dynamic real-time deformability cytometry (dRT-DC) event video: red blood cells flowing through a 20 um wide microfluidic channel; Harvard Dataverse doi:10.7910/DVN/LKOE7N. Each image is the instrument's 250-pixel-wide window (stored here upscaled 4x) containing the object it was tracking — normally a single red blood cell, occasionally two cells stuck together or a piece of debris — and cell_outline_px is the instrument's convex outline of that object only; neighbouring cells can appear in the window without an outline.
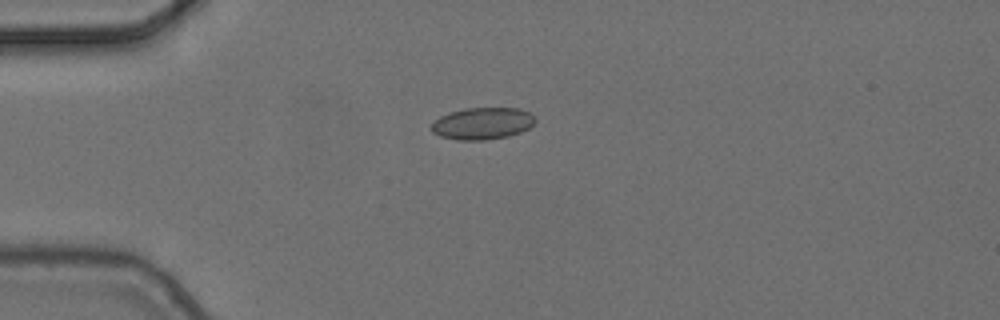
{"species": "common noctule bat (a hibernating species)", "species_latin": "Nyctalus noctula", "temperature_condition": "cold", "stored_images_in_passage": 7, "camera_frame_rate_fps": 3000, "um_per_image_px": 0.085, "animal": {"sex": "female", "body_mass_g": 24.6, "forearm_length_mm": 56.2}, "frame": {"image": 1, "passage_image": 4, "time_ms": 1.0, "image_size_px": [1000, 320], "cell_outline_px": [[536, 120], [528, 128], [520, 132], [508, 136], [484, 140], [456, 140], [440, 136], [432, 132], [432, 124], [440, 116], [448, 112], [464, 108], [520, 108], [528, 112]], "centroid_in_image_um": [40.98, 10.49], "position_along_channel_um": 44.0, "area_um2": 19.25}}
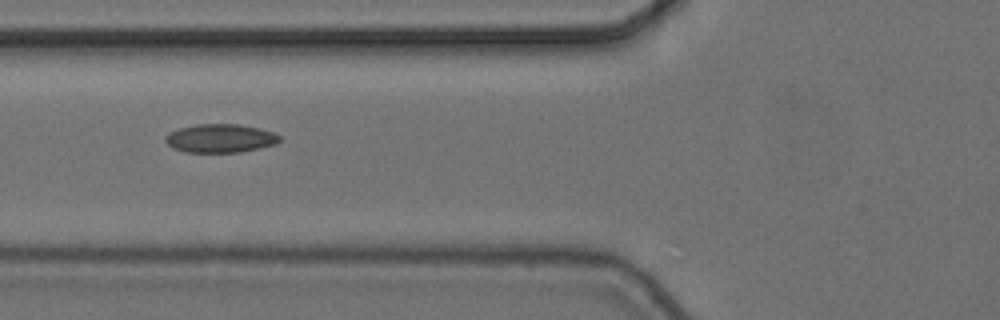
{"frame": {"image": 2, "passage_image": 6, "time_ms": 1.667, "image_size_px": [1000, 320], "cell_outline_px": [[280, 140], [276, 144], [240, 152], [184, 152], [172, 148], [164, 140], [164, 136], [168, 132], [180, 128], [196, 124], [240, 124], [272, 132], [280, 136]], "centroid_in_image_um": [18.67, 11.76], "position_along_channel_um": 107.1, "area_um2": 18.96}}
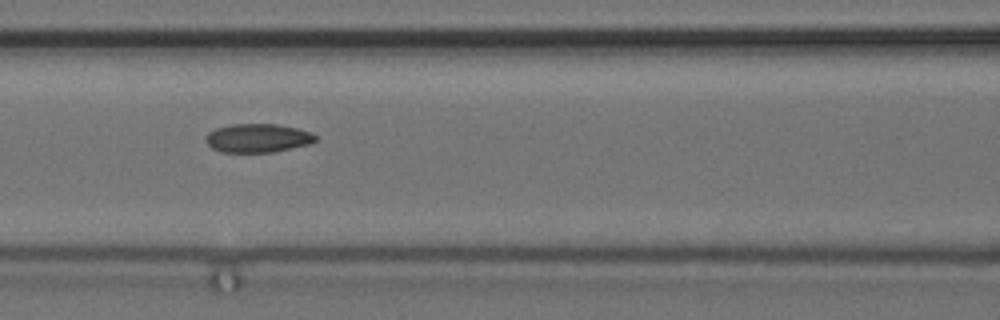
{"frame": {"image": 3, "passage_image": 7, "time_ms": 2.0, "image_size_px": [1000, 320], "cell_outline_px": [[316, 140], [312, 144], [272, 152], [220, 152], [212, 148], [204, 140], [204, 136], [208, 132], [216, 128], [232, 124], [276, 124], [296, 128], [312, 132], [316, 136]], "centroid_in_image_um": [21.89, 11.74], "position_along_channel_um": 144.7, "area_um2": 18.5}}